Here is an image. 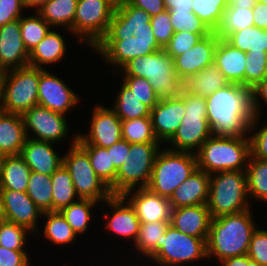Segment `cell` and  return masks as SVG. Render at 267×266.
<instances>
[{
  "label": "cell",
  "mask_w": 267,
  "mask_h": 266,
  "mask_svg": "<svg viewBox=\"0 0 267 266\" xmlns=\"http://www.w3.org/2000/svg\"><path fill=\"white\" fill-rule=\"evenodd\" d=\"M151 16L129 2L116 7L105 37L93 48L102 58L120 69L130 60L163 48L151 26Z\"/></svg>",
  "instance_id": "obj_1"
},
{
  "label": "cell",
  "mask_w": 267,
  "mask_h": 266,
  "mask_svg": "<svg viewBox=\"0 0 267 266\" xmlns=\"http://www.w3.org/2000/svg\"><path fill=\"white\" fill-rule=\"evenodd\" d=\"M207 121L214 136H246L253 123L251 89L229 83L205 97Z\"/></svg>",
  "instance_id": "obj_2"
},
{
  "label": "cell",
  "mask_w": 267,
  "mask_h": 266,
  "mask_svg": "<svg viewBox=\"0 0 267 266\" xmlns=\"http://www.w3.org/2000/svg\"><path fill=\"white\" fill-rule=\"evenodd\" d=\"M251 209L236 214L212 218L206 241L207 257L215 256L218 262L246 255L256 224Z\"/></svg>",
  "instance_id": "obj_3"
},
{
  "label": "cell",
  "mask_w": 267,
  "mask_h": 266,
  "mask_svg": "<svg viewBox=\"0 0 267 266\" xmlns=\"http://www.w3.org/2000/svg\"><path fill=\"white\" fill-rule=\"evenodd\" d=\"M195 155L197 168L209 175L231 170L246 171L248 165L246 162L251 155L250 140L245 136L212 135Z\"/></svg>",
  "instance_id": "obj_4"
},
{
  "label": "cell",
  "mask_w": 267,
  "mask_h": 266,
  "mask_svg": "<svg viewBox=\"0 0 267 266\" xmlns=\"http://www.w3.org/2000/svg\"><path fill=\"white\" fill-rule=\"evenodd\" d=\"M119 70L124 71V76L147 79L160 99L177 98L183 90V81L174 70L173 58L164 49L136 57Z\"/></svg>",
  "instance_id": "obj_5"
},
{
  "label": "cell",
  "mask_w": 267,
  "mask_h": 266,
  "mask_svg": "<svg viewBox=\"0 0 267 266\" xmlns=\"http://www.w3.org/2000/svg\"><path fill=\"white\" fill-rule=\"evenodd\" d=\"M246 171H224L210 175L207 207L212 218L250 209Z\"/></svg>",
  "instance_id": "obj_6"
},
{
  "label": "cell",
  "mask_w": 267,
  "mask_h": 266,
  "mask_svg": "<svg viewBox=\"0 0 267 266\" xmlns=\"http://www.w3.org/2000/svg\"><path fill=\"white\" fill-rule=\"evenodd\" d=\"M40 68L26 66L1 75L0 103L3 112L20 114L38 105Z\"/></svg>",
  "instance_id": "obj_7"
},
{
  "label": "cell",
  "mask_w": 267,
  "mask_h": 266,
  "mask_svg": "<svg viewBox=\"0 0 267 266\" xmlns=\"http://www.w3.org/2000/svg\"><path fill=\"white\" fill-rule=\"evenodd\" d=\"M179 97L185 103V115L176 133L168 141V144L171 143L174 148L168 149L196 153L203 143L212 136L207 121L206 99L184 90Z\"/></svg>",
  "instance_id": "obj_8"
},
{
  "label": "cell",
  "mask_w": 267,
  "mask_h": 266,
  "mask_svg": "<svg viewBox=\"0 0 267 266\" xmlns=\"http://www.w3.org/2000/svg\"><path fill=\"white\" fill-rule=\"evenodd\" d=\"M197 169L195 153L165 149L157 153L147 188L170 198L174 190Z\"/></svg>",
  "instance_id": "obj_9"
},
{
  "label": "cell",
  "mask_w": 267,
  "mask_h": 266,
  "mask_svg": "<svg viewBox=\"0 0 267 266\" xmlns=\"http://www.w3.org/2000/svg\"><path fill=\"white\" fill-rule=\"evenodd\" d=\"M160 143H132L124 164L117 170L114 195H123L129 190L147 188Z\"/></svg>",
  "instance_id": "obj_10"
},
{
  "label": "cell",
  "mask_w": 267,
  "mask_h": 266,
  "mask_svg": "<svg viewBox=\"0 0 267 266\" xmlns=\"http://www.w3.org/2000/svg\"><path fill=\"white\" fill-rule=\"evenodd\" d=\"M73 136L72 145L63 157V165L69 171L75 191L81 199H92L97 202L112 196L110 188L95 174L87 152L76 142Z\"/></svg>",
  "instance_id": "obj_11"
},
{
  "label": "cell",
  "mask_w": 267,
  "mask_h": 266,
  "mask_svg": "<svg viewBox=\"0 0 267 266\" xmlns=\"http://www.w3.org/2000/svg\"><path fill=\"white\" fill-rule=\"evenodd\" d=\"M114 10L108 0H78L70 32L94 48L107 34Z\"/></svg>",
  "instance_id": "obj_12"
},
{
  "label": "cell",
  "mask_w": 267,
  "mask_h": 266,
  "mask_svg": "<svg viewBox=\"0 0 267 266\" xmlns=\"http://www.w3.org/2000/svg\"><path fill=\"white\" fill-rule=\"evenodd\" d=\"M207 239L185 235L169 225L162 247L150 258L162 266H177L207 258Z\"/></svg>",
  "instance_id": "obj_13"
},
{
  "label": "cell",
  "mask_w": 267,
  "mask_h": 266,
  "mask_svg": "<svg viewBox=\"0 0 267 266\" xmlns=\"http://www.w3.org/2000/svg\"><path fill=\"white\" fill-rule=\"evenodd\" d=\"M21 116L26 135L31 137L29 133L32 131V139L56 143L63 140L68 134L66 115L54 112L46 107L40 105L33 106Z\"/></svg>",
  "instance_id": "obj_14"
},
{
  "label": "cell",
  "mask_w": 267,
  "mask_h": 266,
  "mask_svg": "<svg viewBox=\"0 0 267 266\" xmlns=\"http://www.w3.org/2000/svg\"><path fill=\"white\" fill-rule=\"evenodd\" d=\"M92 112L88 134H77L79 145H96L108 148L122 139V120L112 108L96 105Z\"/></svg>",
  "instance_id": "obj_15"
},
{
  "label": "cell",
  "mask_w": 267,
  "mask_h": 266,
  "mask_svg": "<svg viewBox=\"0 0 267 266\" xmlns=\"http://www.w3.org/2000/svg\"><path fill=\"white\" fill-rule=\"evenodd\" d=\"M75 93L59 77L40 68L38 105L65 115L79 102Z\"/></svg>",
  "instance_id": "obj_16"
},
{
  "label": "cell",
  "mask_w": 267,
  "mask_h": 266,
  "mask_svg": "<svg viewBox=\"0 0 267 266\" xmlns=\"http://www.w3.org/2000/svg\"><path fill=\"white\" fill-rule=\"evenodd\" d=\"M6 221L27 228L35 233L38 217L43 212L26 192L0 189Z\"/></svg>",
  "instance_id": "obj_17"
},
{
  "label": "cell",
  "mask_w": 267,
  "mask_h": 266,
  "mask_svg": "<svg viewBox=\"0 0 267 266\" xmlns=\"http://www.w3.org/2000/svg\"><path fill=\"white\" fill-rule=\"evenodd\" d=\"M219 39L213 31L199 40L191 49L173 59L174 70L182 81L214 62V52Z\"/></svg>",
  "instance_id": "obj_18"
},
{
  "label": "cell",
  "mask_w": 267,
  "mask_h": 266,
  "mask_svg": "<svg viewBox=\"0 0 267 266\" xmlns=\"http://www.w3.org/2000/svg\"><path fill=\"white\" fill-rule=\"evenodd\" d=\"M122 196L134 208L141 223L170 221L171 206L168 198L161 197L148 188H137L135 192L129 190Z\"/></svg>",
  "instance_id": "obj_19"
},
{
  "label": "cell",
  "mask_w": 267,
  "mask_h": 266,
  "mask_svg": "<svg viewBox=\"0 0 267 266\" xmlns=\"http://www.w3.org/2000/svg\"><path fill=\"white\" fill-rule=\"evenodd\" d=\"M1 75L7 70L29 65V52L21 37L20 19L0 27Z\"/></svg>",
  "instance_id": "obj_20"
},
{
  "label": "cell",
  "mask_w": 267,
  "mask_h": 266,
  "mask_svg": "<svg viewBox=\"0 0 267 266\" xmlns=\"http://www.w3.org/2000/svg\"><path fill=\"white\" fill-rule=\"evenodd\" d=\"M185 115V103L180 98H164L151 109L150 117L154 133L160 143L174 136Z\"/></svg>",
  "instance_id": "obj_21"
},
{
  "label": "cell",
  "mask_w": 267,
  "mask_h": 266,
  "mask_svg": "<svg viewBox=\"0 0 267 266\" xmlns=\"http://www.w3.org/2000/svg\"><path fill=\"white\" fill-rule=\"evenodd\" d=\"M211 220L206 204L171 209L170 225L185 235L207 239Z\"/></svg>",
  "instance_id": "obj_22"
},
{
  "label": "cell",
  "mask_w": 267,
  "mask_h": 266,
  "mask_svg": "<svg viewBox=\"0 0 267 266\" xmlns=\"http://www.w3.org/2000/svg\"><path fill=\"white\" fill-rule=\"evenodd\" d=\"M52 142L35 140L27 137L20 155L32 172L51 176L62 164Z\"/></svg>",
  "instance_id": "obj_23"
},
{
  "label": "cell",
  "mask_w": 267,
  "mask_h": 266,
  "mask_svg": "<svg viewBox=\"0 0 267 266\" xmlns=\"http://www.w3.org/2000/svg\"><path fill=\"white\" fill-rule=\"evenodd\" d=\"M105 202L112 208L111 217L105 224L106 228L124 239H133L135 243L141 222L134 208L122 195H112Z\"/></svg>",
  "instance_id": "obj_24"
},
{
  "label": "cell",
  "mask_w": 267,
  "mask_h": 266,
  "mask_svg": "<svg viewBox=\"0 0 267 266\" xmlns=\"http://www.w3.org/2000/svg\"><path fill=\"white\" fill-rule=\"evenodd\" d=\"M210 175L196 169L181 183L168 199L171 209L184 206L207 204Z\"/></svg>",
  "instance_id": "obj_25"
},
{
  "label": "cell",
  "mask_w": 267,
  "mask_h": 266,
  "mask_svg": "<svg viewBox=\"0 0 267 266\" xmlns=\"http://www.w3.org/2000/svg\"><path fill=\"white\" fill-rule=\"evenodd\" d=\"M246 52L232 47L224 39H219L214 52V63L229 83L244 86Z\"/></svg>",
  "instance_id": "obj_26"
},
{
  "label": "cell",
  "mask_w": 267,
  "mask_h": 266,
  "mask_svg": "<svg viewBox=\"0 0 267 266\" xmlns=\"http://www.w3.org/2000/svg\"><path fill=\"white\" fill-rule=\"evenodd\" d=\"M27 139L23 118L20 114H0V154L19 155Z\"/></svg>",
  "instance_id": "obj_27"
},
{
  "label": "cell",
  "mask_w": 267,
  "mask_h": 266,
  "mask_svg": "<svg viewBox=\"0 0 267 266\" xmlns=\"http://www.w3.org/2000/svg\"><path fill=\"white\" fill-rule=\"evenodd\" d=\"M228 84L229 81L213 62L197 74L189 75L183 80V90L191 94L207 97Z\"/></svg>",
  "instance_id": "obj_28"
},
{
  "label": "cell",
  "mask_w": 267,
  "mask_h": 266,
  "mask_svg": "<svg viewBox=\"0 0 267 266\" xmlns=\"http://www.w3.org/2000/svg\"><path fill=\"white\" fill-rule=\"evenodd\" d=\"M66 51L64 38L49 30L46 36L29 53V66L45 69L44 65L60 61Z\"/></svg>",
  "instance_id": "obj_29"
},
{
  "label": "cell",
  "mask_w": 267,
  "mask_h": 266,
  "mask_svg": "<svg viewBox=\"0 0 267 266\" xmlns=\"http://www.w3.org/2000/svg\"><path fill=\"white\" fill-rule=\"evenodd\" d=\"M31 169L19 155L3 157L0 189L26 192Z\"/></svg>",
  "instance_id": "obj_30"
},
{
  "label": "cell",
  "mask_w": 267,
  "mask_h": 266,
  "mask_svg": "<svg viewBox=\"0 0 267 266\" xmlns=\"http://www.w3.org/2000/svg\"><path fill=\"white\" fill-rule=\"evenodd\" d=\"M78 0H49L37 12L53 27L64 26L71 30Z\"/></svg>",
  "instance_id": "obj_31"
},
{
  "label": "cell",
  "mask_w": 267,
  "mask_h": 266,
  "mask_svg": "<svg viewBox=\"0 0 267 266\" xmlns=\"http://www.w3.org/2000/svg\"><path fill=\"white\" fill-rule=\"evenodd\" d=\"M170 221H158L140 223V229L135 241L136 249L146 255V258H151L161 247L162 239Z\"/></svg>",
  "instance_id": "obj_32"
},
{
  "label": "cell",
  "mask_w": 267,
  "mask_h": 266,
  "mask_svg": "<svg viewBox=\"0 0 267 266\" xmlns=\"http://www.w3.org/2000/svg\"><path fill=\"white\" fill-rule=\"evenodd\" d=\"M232 47L243 52H267V30L252 26L229 34L225 39Z\"/></svg>",
  "instance_id": "obj_33"
},
{
  "label": "cell",
  "mask_w": 267,
  "mask_h": 266,
  "mask_svg": "<svg viewBox=\"0 0 267 266\" xmlns=\"http://www.w3.org/2000/svg\"><path fill=\"white\" fill-rule=\"evenodd\" d=\"M51 181L53 211H61L68 207L76 202L74 200L76 197L80 199L75 191L71 175L63 164L51 175Z\"/></svg>",
  "instance_id": "obj_34"
},
{
  "label": "cell",
  "mask_w": 267,
  "mask_h": 266,
  "mask_svg": "<svg viewBox=\"0 0 267 266\" xmlns=\"http://www.w3.org/2000/svg\"><path fill=\"white\" fill-rule=\"evenodd\" d=\"M112 110L122 121L148 117L151 113V109L139 101L123 82L118 95H116Z\"/></svg>",
  "instance_id": "obj_35"
},
{
  "label": "cell",
  "mask_w": 267,
  "mask_h": 266,
  "mask_svg": "<svg viewBox=\"0 0 267 266\" xmlns=\"http://www.w3.org/2000/svg\"><path fill=\"white\" fill-rule=\"evenodd\" d=\"M88 154L92 168L95 174L103 181L114 195V182L117 175V169L114 167L107 148L96 145H80Z\"/></svg>",
  "instance_id": "obj_36"
},
{
  "label": "cell",
  "mask_w": 267,
  "mask_h": 266,
  "mask_svg": "<svg viewBox=\"0 0 267 266\" xmlns=\"http://www.w3.org/2000/svg\"><path fill=\"white\" fill-rule=\"evenodd\" d=\"M252 26H254L252 8L227 7L214 33L220 39H225L235 31Z\"/></svg>",
  "instance_id": "obj_37"
},
{
  "label": "cell",
  "mask_w": 267,
  "mask_h": 266,
  "mask_svg": "<svg viewBox=\"0 0 267 266\" xmlns=\"http://www.w3.org/2000/svg\"><path fill=\"white\" fill-rule=\"evenodd\" d=\"M246 167L248 195L267 202V160L250 155Z\"/></svg>",
  "instance_id": "obj_38"
},
{
  "label": "cell",
  "mask_w": 267,
  "mask_h": 266,
  "mask_svg": "<svg viewBox=\"0 0 267 266\" xmlns=\"http://www.w3.org/2000/svg\"><path fill=\"white\" fill-rule=\"evenodd\" d=\"M51 184V176L31 171L26 193L42 212L53 211Z\"/></svg>",
  "instance_id": "obj_39"
},
{
  "label": "cell",
  "mask_w": 267,
  "mask_h": 266,
  "mask_svg": "<svg viewBox=\"0 0 267 266\" xmlns=\"http://www.w3.org/2000/svg\"><path fill=\"white\" fill-rule=\"evenodd\" d=\"M47 218L44 227V237L55 244L67 245L78 236L66 221L60 211L43 212L42 217Z\"/></svg>",
  "instance_id": "obj_40"
},
{
  "label": "cell",
  "mask_w": 267,
  "mask_h": 266,
  "mask_svg": "<svg viewBox=\"0 0 267 266\" xmlns=\"http://www.w3.org/2000/svg\"><path fill=\"white\" fill-rule=\"evenodd\" d=\"M122 139L132 143H160L154 133L151 117L122 121Z\"/></svg>",
  "instance_id": "obj_41"
},
{
  "label": "cell",
  "mask_w": 267,
  "mask_h": 266,
  "mask_svg": "<svg viewBox=\"0 0 267 266\" xmlns=\"http://www.w3.org/2000/svg\"><path fill=\"white\" fill-rule=\"evenodd\" d=\"M78 201V202H77ZM98 202L92 199H78L60 212L65 217L68 224L78 235L88 229L91 219V208Z\"/></svg>",
  "instance_id": "obj_42"
},
{
  "label": "cell",
  "mask_w": 267,
  "mask_h": 266,
  "mask_svg": "<svg viewBox=\"0 0 267 266\" xmlns=\"http://www.w3.org/2000/svg\"><path fill=\"white\" fill-rule=\"evenodd\" d=\"M35 13L33 16L20 18L21 37L29 53L52 28L37 11Z\"/></svg>",
  "instance_id": "obj_43"
},
{
  "label": "cell",
  "mask_w": 267,
  "mask_h": 266,
  "mask_svg": "<svg viewBox=\"0 0 267 266\" xmlns=\"http://www.w3.org/2000/svg\"><path fill=\"white\" fill-rule=\"evenodd\" d=\"M192 11L203 22H205L212 31L218 27L223 12L228 4L225 0H192Z\"/></svg>",
  "instance_id": "obj_44"
},
{
  "label": "cell",
  "mask_w": 267,
  "mask_h": 266,
  "mask_svg": "<svg viewBox=\"0 0 267 266\" xmlns=\"http://www.w3.org/2000/svg\"><path fill=\"white\" fill-rule=\"evenodd\" d=\"M170 21L175 32L187 31L200 34L202 37L210 35L213 31L193 12H169Z\"/></svg>",
  "instance_id": "obj_45"
},
{
  "label": "cell",
  "mask_w": 267,
  "mask_h": 266,
  "mask_svg": "<svg viewBox=\"0 0 267 266\" xmlns=\"http://www.w3.org/2000/svg\"><path fill=\"white\" fill-rule=\"evenodd\" d=\"M267 76V52L246 54L244 86L253 88Z\"/></svg>",
  "instance_id": "obj_46"
},
{
  "label": "cell",
  "mask_w": 267,
  "mask_h": 266,
  "mask_svg": "<svg viewBox=\"0 0 267 266\" xmlns=\"http://www.w3.org/2000/svg\"><path fill=\"white\" fill-rule=\"evenodd\" d=\"M27 228L15 223L5 221L0 225V246L14 251H25Z\"/></svg>",
  "instance_id": "obj_47"
},
{
  "label": "cell",
  "mask_w": 267,
  "mask_h": 266,
  "mask_svg": "<svg viewBox=\"0 0 267 266\" xmlns=\"http://www.w3.org/2000/svg\"><path fill=\"white\" fill-rule=\"evenodd\" d=\"M123 83L131 89L134 95L150 109L160 101L149 81L142 77L124 76Z\"/></svg>",
  "instance_id": "obj_48"
},
{
  "label": "cell",
  "mask_w": 267,
  "mask_h": 266,
  "mask_svg": "<svg viewBox=\"0 0 267 266\" xmlns=\"http://www.w3.org/2000/svg\"><path fill=\"white\" fill-rule=\"evenodd\" d=\"M203 37L187 31L175 32L164 50L174 59L191 49Z\"/></svg>",
  "instance_id": "obj_49"
},
{
  "label": "cell",
  "mask_w": 267,
  "mask_h": 266,
  "mask_svg": "<svg viewBox=\"0 0 267 266\" xmlns=\"http://www.w3.org/2000/svg\"><path fill=\"white\" fill-rule=\"evenodd\" d=\"M150 23L156 41L164 49L175 33L170 21L169 11L165 10L164 12L151 17Z\"/></svg>",
  "instance_id": "obj_50"
},
{
  "label": "cell",
  "mask_w": 267,
  "mask_h": 266,
  "mask_svg": "<svg viewBox=\"0 0 267 266\" xmlns=\"http://www.w3.org/2000/svg\"><path fill=\"white\" fill-rule=\"evenodd\" d=\"M247 255L256 266H267V230L256 228Z\"/></svg>",
  "instance_id": "obj_51"
},
{
  "label": "cell",
  "mask_w": 267,
  "mask_h": 266,
  "mask_svg": "<svg viewBox=\"0 0 267 266\" xmlns=\"http://www.w3.org/2000/svg\"><path fill=\"white\" fill-rule=\"evenodd\" d=\"M23 8L26 9L23 0H0V27L19 20L23 16Z\"/></svg>",
  "instance_id": "obj_52"
},
{
  "label": "cell",
  "mask_w": 267,
  "mask_h": 266,
  "mask_svg": "<svg viewBox=\"0 0 267 266\" xmlns=\"http://www.w3.org/2000/svg\"><path fill=\"white\" fill-rule=\"evenodd\" d=\"M267 105V76L260 82H258L253 88H251V105H252V112H253V123L250 124V130L253 131L256 127L257 122L259 121L261 106H260V99ZM260 109V110H259Z\"/></svg>",
  "instance_id": "obj_53"
},
{
  "label": "cell",
  "mask_w": 267,
  "mask_h": 266,
  "mask_svg": "<svg viewBox=\"0 0 267 266\" xmlns=\"http://www.w3.org/2000/svg\"><path fill=\"white\" fill-rule=\"evenodd\" d=\"M257 131L255 134L248 136L251 156L267 160V124Z\"/></svg>",
  "instance_id": "obj_54"
},
{
  "label": "cell",
  "mask_w": 267,
  "mask_h": 266,
  "mask_svg": "<svg viewBox=\"0 0 267 266\" xmlns=\"http://www.w3.org/2000/svg\"><path fill=\"white\" fill-rule=\"evenodd\" d=\"M25 251L8 250L0 246V266H30Z\"/></svg>",
  "instance_id": "obj_55"
},
{
  "label": "cell",
  "mask_w": 267,
  "mask_h": 266,
  "mask_svg": "<svg viewBox=\"0 0 267 266\" xmlns=\"http://www.w3.org/2000/svg\"><path fill=\"white\" fill-rule=\"evenodd\" d=\"M129 150L130 143L123 139L107 148V151L110 153L111 161L113 162L114 167L117 170L120 168L121 165L124 164V161L128 156Z\"/></svg>",
  "instance_id": "obj_56"
},
{
  "label": "cell",
  "mask_w": 267,
  "mask_h": 266,
  "mask_svg": "<svg viewBox=\"0 0 267 266\" xmlns=\"http://www.w3.org/2000/svg\"><path fill=\"white\" fill-rule=\"evenodd\" d=\"M129 3L137 8L143 9L151 17L166 10L163 0H129Z\"/></svg>",
  "instance_id": "obj_57"
},
{
  "label": "cell",
  "mask_w": 267,
  "mask_h": 266,
  "mask_svg": "<svg viewBox=\"0 0 267 266\" xmlns=\"http://www.w3.org/2000/svg\"><path fill=\"white\" fill-rule=\"evenodd\" d=\"M252 10L254 26L267 30V4L257 1Z\"/></svg>",
  "instance_id": "obj_58"
},
{
  "label": "cell",
  "mask_w": 267,
  "mask_h": 266,
  "mask_svg": "<svg viewBox=\"0 0 267 266\" xmlns=\"http://www.w3.org/2000/svg\"><path fill=\"white\" fill-rule=\"evenodd\" d=\"M163 3L169 12H193L192 0H163Z\"/></svg>",
  "instance_id": "obj_59"
},
{
  "label": "cell",
  "mask_w": 267,
  "mask_h": 266,
  "mask_svg": "<svg viewBox=\"0 0 267 266\" xmlns=\"http://www.w3.org/2000/svg\"><path fill=\"white\" fill-rule=\"evenodd\" d=\"M221 263L222 266H256L247 254L225 259Z\"/></svg>",
  "instance_id": "obj_60"
},
{
  "label": "cell",
  "mask_w": 267,
  "mask_h": 266,
  "mask_svg": "<svg viewBox=\"0 0 267 266\" xmlns=\"http://www.w3.org/2000/svg\"><path fill=\"white\" fill-rule=\"evenodd\" d=\"M225 1L228 4L227 7H240V8L244 7L253 8L257 3V0H225Z\"/></svg>",
  "instance_id": "obj_61"
},
{
  "label": "cell",
  "mask_w": 267,
  "mask_h": 266,
  "mask_svg": "<svg viewBox=\"0 0 267 266\" xmlns=\"http://www.w3.org/2000/svg\"><path fill=\"white\" fill-rule=\"evenodd\" d=\"M49 0H23L25 7L28 8H36L37 11L44 3L48 2Z\"/></svg>",
  "instance_id": "obj_62"
},
{
  "label": "cell",
  "mask_w": 267,
  "mask_h": 266,
  "mask_svg": "<svg viewBox=\"0 0 267 266\" xmlns=\"http://www.w3.org/2000/svg\"><path fill=\"white\" fill-rule=\"evenodd\" d=\"M6 221L4 208L2 205L1 192H0V225Z\"/></svg>",
  "instance_id": "obj_63"
},
{
  "label": "cell",
  "mask_w": 267,
  "mask_h": 266,
  "mask_svg": "<svg viewBox=\"0 0 267 266\" xmlns=\"http://www.w3.org/2000/svg\"><path fill=\"white\" fill-rule=\"evenodd\" d=\"M115 8L124 5L129 2V0H108Z\"/></svg>",
  "instance_id": "obj_64"
},
{
  "label": "cell",
  "mask_w": 267,
  "mask_h": 266,
  "mask_svg": "<svg viewBox=\"0 0 267 266\" xmlns=\"http://www.w3.org/2000/svg\"><path fill=\"white\" fill-rule=\"evenodd\" d=\"M4 155L0 154V180H1V172H2V161H3Z\"/></svg>",
  "instance_id": "obj_65"
},
{
  "label": "cell",
  "mask_w": 267,
  "mask_h": 266,
  "mask_svg": "<svg viewBox=\"0 0 267 266\" xmlns=\"http://www.w3.org/2000/svg\"><path fill=\"white\" fill-rule=\"evenodd\" d=\"M258 2H261V3H264V4H267V0H257Z\"/></svg>",
  "instance_id": "obj_66"
},
{
  "label": "cell",
  "mask_w": 267,
  "mask_h": 266,
  "mask_svg": "<svg viewBox=\"0 0 267 266\" xmlns=\"http://www.w3.org/2000/svg\"><path fill=\"white\" fill-rule=\"evenodd\" d=\"M3 112V108L1 107V103H0V114Z\"/></svg>",
  "instance_id": "obj_67"
},
{
  "label": "cell",
  "mask_w": 267,
  "mask_h": 266,
  "mask_svg": "<svg viewBox=\"0 0 267 266\" xmlns=\"http://www.w3.org/2000/svg\"><path fill=\"white\" fill-rule=\"evenodd\" d=\"M1 48V47H0ZM1 51V50H0ZM0 74H1V58H0Z\"/></svg>",
  "instance_id": "obj_68"
}]
</instances>
